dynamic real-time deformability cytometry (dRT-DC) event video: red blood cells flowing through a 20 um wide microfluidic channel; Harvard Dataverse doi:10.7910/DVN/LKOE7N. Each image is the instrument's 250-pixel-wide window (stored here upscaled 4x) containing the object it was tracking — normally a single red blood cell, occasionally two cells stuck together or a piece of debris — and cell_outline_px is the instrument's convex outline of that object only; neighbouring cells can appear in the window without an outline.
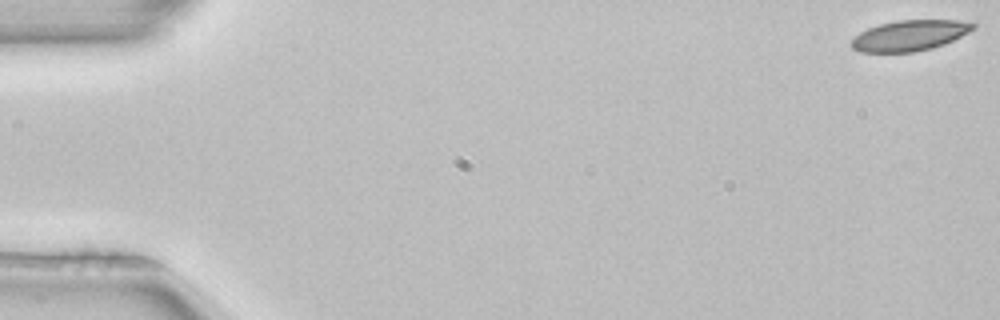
{"species": "common noctule bat (a hibernating species)", "species_latin": "Nyctalus noctula", "temperature_condition": "room temperature", "stored_images_in_passage": 52, "camera_frame_rate_fps": 3000, "um_per_image_px": 0.085, "animal": {"sex": "female", "body_mass_g": 22.7, "forearm_length_mm": 54.2}, "frame": {"image": 1, "passage_image": 1, "time_ms": 0.0, "image_size_px": [1000, 320], "cell_outline_px": [[976, 28], [944, 44], [932, 48], [912, 52], [860, 52], [852, 48], [848, 44], [860, 32], [868, 28], [880, 24], [896, 20], [956, 20], [976, 24]], "centroid_in_image_um": [77.29, 3.02], "position_along_channel_um": 7.7, "area_um2": 21.62}}
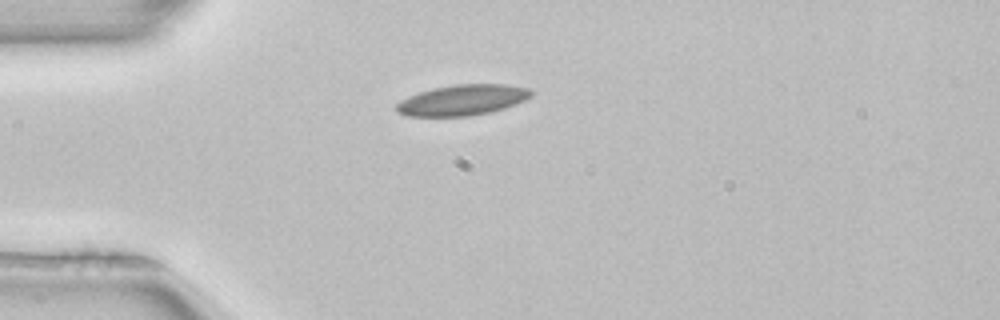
{"frame": {"image": 2, "passage_image": 14, "time_ms": 4.333, "image_size_px": [1000, 320], "cell_outline_px": [[532, 96], [516, 104], [504, 108], [488, 112], [468, 116], [404, 116], [396, 112], [396, 104], [400, 100], [408, 96], [432, 88], [456, 84], [508, 84], [528, 88], [532, 92]], "centroid_in_image_um": [39.28, 8.5], "position_along_channel_um": 45.7, "area_um2": 24.1}}
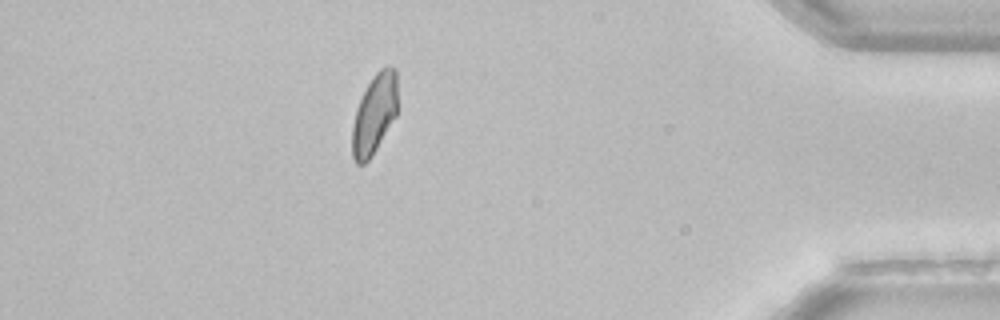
{"frame": {"image": 3, "passage_image": 46, "time_ms": 15.0, "image_size_px": [1000, 320], "cell_outline_px": [[396, 116], [372, 156], [364, 164], [356, 164], [352, 156], [352, 124], [356, 108], [372, 76], [380, 68], [388, 64], [396, 68]], "centroid_in_image_um": [31.81, 9.69], "position_along_channel_um": 403.4, "area_um2": 21.15}, "authors_computed_cell_mechanics": {"area_um2": 22.3686, "velocity_mm_per_s": 3.9573, "shape_relaxation_time_tau1_ms": 10.4556, "shape_relaxation_time_tau2_ms": 3.8263, "deformation_change_tau1": 0.194, "deformation_change_tau2": 0.078}}